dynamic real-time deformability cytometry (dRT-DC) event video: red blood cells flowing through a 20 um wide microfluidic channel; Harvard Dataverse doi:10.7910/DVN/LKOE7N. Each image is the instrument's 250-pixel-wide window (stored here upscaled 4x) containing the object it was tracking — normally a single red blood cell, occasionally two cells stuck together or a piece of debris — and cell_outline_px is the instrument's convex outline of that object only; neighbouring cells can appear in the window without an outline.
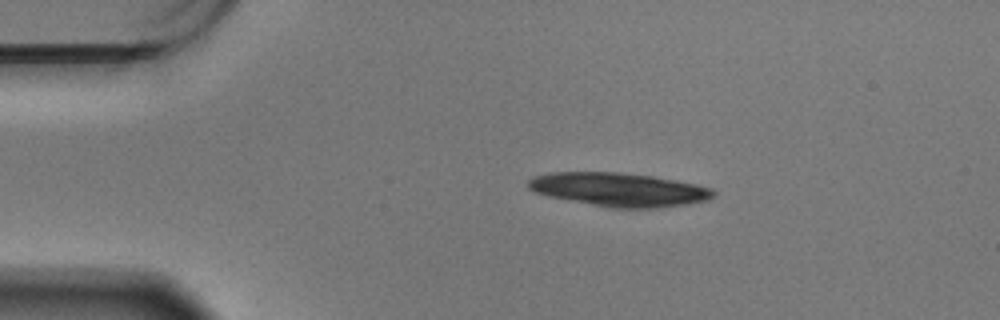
{"species": "Egyptian fruit bat (a non-hibernating species)", "species_latin": "Rousettus aegyptiacus", "temperature_condition": "warm", "stored_images_in_passage": 32, "camera_frame_rate_fps": 3000, "um_per_image_px": 0.085, "animal": {"sex": "male"}, "frame": {"image": 1, "passage_image": 1, "time_ms": 0.0, "image_size_px": [1000, 320], "cell_outline_px": [[716, 192], [708, 200], [684, 204], [656, 208], [612, 208], [548, 196], [536, 192], [528, 188], [528, 180], [532, 176], [552, 172], [616, 172], [652, 176], [676, 180], [696, 184], [712, 188]], "centroid_in_image_um": [52.6, 16.1], "position_along_channel_um": 32.4, "area_um2": 36.13}}
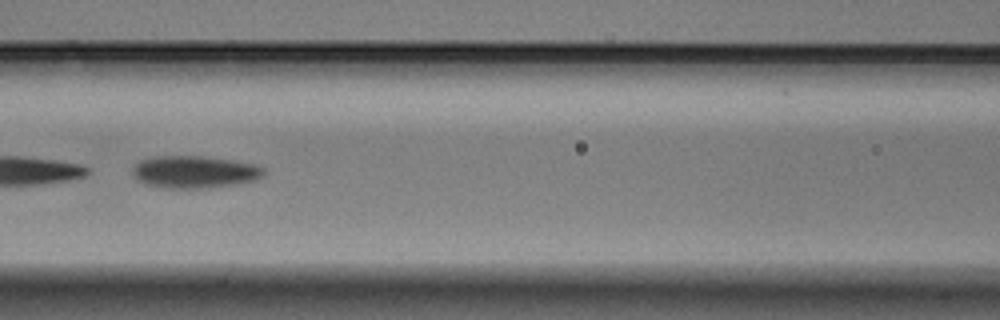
{"frame": {"image": 2, "passage_image": 16, "time_ms": 5.0, "image_size_px": [1000, 320], "cell_outline_px": [[264, 172], [260, 176], [252, 180], [236, 184], [200, 188], [164, 188], [144, 184], [136, 180], [132, 176], [132, 168], [140, 160], [156, 156], [204, 156], [232, 160], [256, 164], [264, 168]], "centroid_in_image_um": [16.46, 14.61], "position_along_channel_um": 150.1, "area_um2": 24.68}}
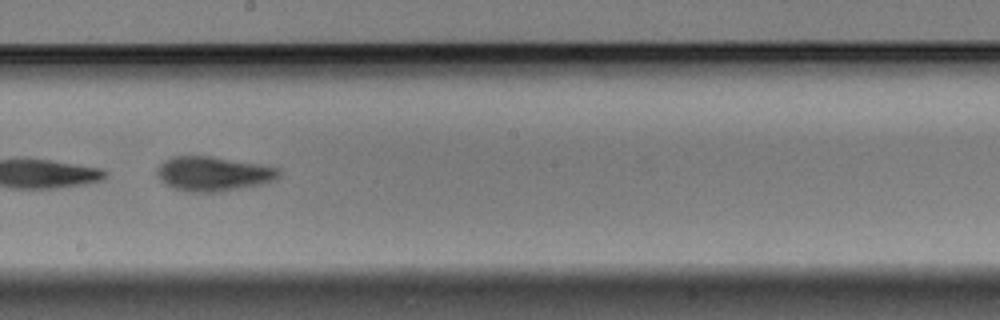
{"frame": {"image": 3, "passage_image": 23, "time_ms": 7.333, "image_size_px": [1000, 320], "cell_outline_px": [[280, 176], [272, 180], [260, 184], [220, 192], [188, 192], [172, 188], [160, 180], [156, 172], [156, 168], [164, 160], [172, 156], [212, 156], [260, 164], [280, 168]], "centroid_in_image_um": [18.09, 14.76], "position_along_channel_um": 230.1, "area_um2": 24.62}}